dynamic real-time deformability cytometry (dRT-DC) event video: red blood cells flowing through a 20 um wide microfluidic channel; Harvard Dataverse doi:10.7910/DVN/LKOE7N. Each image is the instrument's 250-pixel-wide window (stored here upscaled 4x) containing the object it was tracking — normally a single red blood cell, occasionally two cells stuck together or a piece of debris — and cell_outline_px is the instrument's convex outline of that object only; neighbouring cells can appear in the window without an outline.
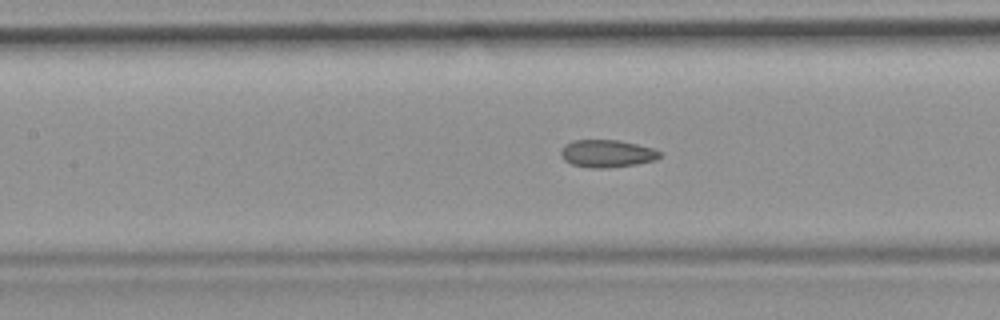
{"species": "common noctule bat (a hibernating species)", "species_latin": "Nyctalus noctula", "temperature_condition": "room temperature", "stored_images_in_passage": 50, "camera_frame_rate_fps": 3000, "um_per_image_px": 0.085, "animal": {"sex": "female", "body_mass_g": 19.9}, "frame": {"image": 1, "passage_image": 22, "time_ms": 7.0, "image_size_px": [1000, 320], "cell_outline_px": [[660, 156], [656, 160], [636, 164], [608, 168], [592, 168], [572, 164], [564, 160], [560, 156], [560, 148], [564, 144], [572, 140], [620, 140], [652, 148], [660, 152]], "centroid_in_image_um": [51.54, 13.05], "position_along_channel_um": 155.9, "area_um2": 15.95}, "authors_computed_cell_mechanics": {"area_um2": 16.3863, "velocity_mm_per_s": 3.946, "shape_relaxation_time_tau1_ms": null, "shape_relaxation_time_tau2_ms": 2.1365, "deformation_change_tau1": null, "deformation_change_tau2": 0.0775}}